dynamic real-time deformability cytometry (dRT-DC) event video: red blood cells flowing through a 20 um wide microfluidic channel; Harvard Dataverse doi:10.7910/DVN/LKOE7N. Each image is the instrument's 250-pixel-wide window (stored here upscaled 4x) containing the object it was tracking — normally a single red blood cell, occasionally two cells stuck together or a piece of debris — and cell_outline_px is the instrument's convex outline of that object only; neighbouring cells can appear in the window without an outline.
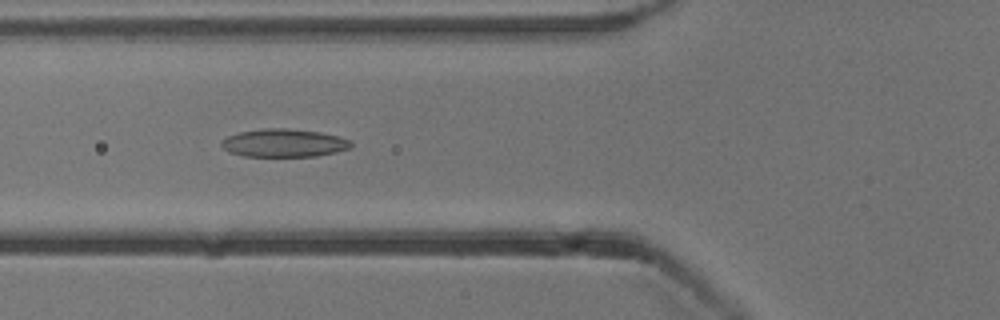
{"species": "common noctule bat (a hibernating species)", "species_latin": "Nyctalus noctula", "temperature_condition": "cold", "stored_images_in_passage": 17, "camera_frame_rate_fps": 3000, "um_per_image_px": 0.085, "animal": {"sex": "male", "body_mass_g": 13.3}, "frame": {"image": 1, "passage_image": 5, "time_ms": 1.333, "image_size_px": [1000, 320], "cell_outline_px": [[352, 148], [336, 152], [316, 156], [244, 156], [228, 152], [220, 144], [228, 136], [240, 132], [264, 128], [288, 128], [320, 132], [352, 140]], "centroid_in_image_um": [24.16, 12.15], "position_along_channel_um": 101.6, "area_um2": 21.15}}
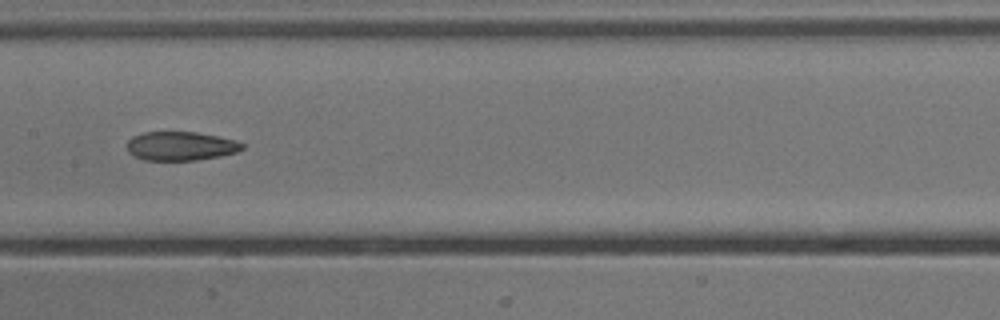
{"frame": {"image": 2, "passage_image": 12, "time_ms": 3.667, "image_size_px": [1000, 320], "cell_outline_px": [[244, 148], [236, 152], [220, 156], [196, 160], [144, 160], [128, 152], [128, 140], [132, 136], [144, 132], [196, 132], [236, 140], [244, 144]], "centroid_in_image_um": [15.36, 12.41], "position_along_channel_um": 192.0, "area_um2": 19.31}}